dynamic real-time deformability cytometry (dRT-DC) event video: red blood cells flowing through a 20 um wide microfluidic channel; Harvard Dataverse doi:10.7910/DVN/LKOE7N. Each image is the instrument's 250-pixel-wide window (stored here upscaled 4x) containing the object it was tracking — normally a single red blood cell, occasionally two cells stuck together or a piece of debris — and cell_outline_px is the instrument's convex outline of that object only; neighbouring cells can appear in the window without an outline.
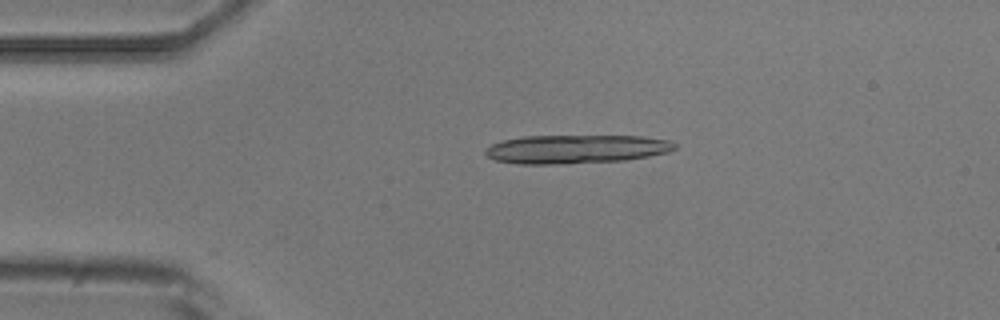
{"species": "common noctule bat (a hibernating species)", "species_latin": "Nyctalus noctula", "temperature_condition": "room temperature", "stored_images_in_passage": 7, "camera_frame_rate_fps": 3000, "um_per_image_px": 0.085, "animal": {"sex": "male", "body_mass_g": 20.5, "forearm_length_mm": 52.5}, "frame": {"image": 1, "passage_image": 4, "time_ms": 3.333, "image_size_px": [1000, 320], "cell_outline_px": [[676, 148], [668, 152], [628, 160], [552, 164], [516, 164], [496, 160], [488, 156], [484, 152], [492, 144], [504, 140], [524, 136], [640, 136], [668, 140], [676, 144]], "centroid_in_image_um": [48.97, 12.67], "position_along_channel_um": 36.0, "area_um2": 31.44}}
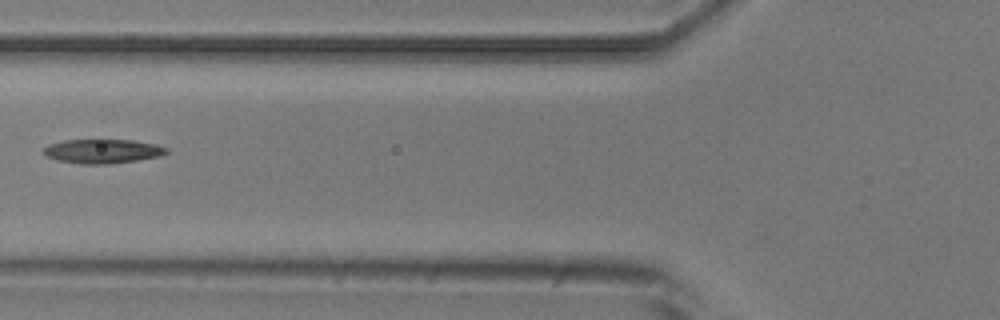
{"frame": {"image": 2, "passage_image": 6, "time_ms": 6.667, "image_size_px": [1000, 320], "cell_outline_px": [[168, 152], [160, 156], [136, 160], [108, 164], [80, 164], [60, 160], [48, 156], [44, 152], [44, 148], [48, 144], [64, 140], [132, 140], [156, 144], [168, 148]], "centroid_in_image_um": [8.75, 12.85], "position_along_channel_um": 117.1, "area_um2": 17.11}}
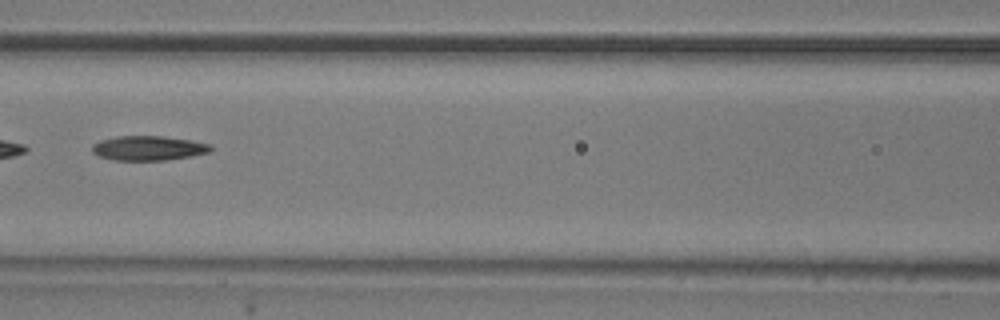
{"frame": {"image": 3, "passage_image": 7, "time_ms": 7.667, "image_size_px": [1000, 320], "cell_outline_px": [[212, 152], [192, 156], [164, 160], [116, 160], [96, 156], [92, 152], [92, 144], [100, 140], [116, 136], [160, 136], [192, 140], [212, 144]], "centroid_in_image_um": [12.62, 12.59], "position_along_channel_um": 154.0, "area_um2": 17.17}}